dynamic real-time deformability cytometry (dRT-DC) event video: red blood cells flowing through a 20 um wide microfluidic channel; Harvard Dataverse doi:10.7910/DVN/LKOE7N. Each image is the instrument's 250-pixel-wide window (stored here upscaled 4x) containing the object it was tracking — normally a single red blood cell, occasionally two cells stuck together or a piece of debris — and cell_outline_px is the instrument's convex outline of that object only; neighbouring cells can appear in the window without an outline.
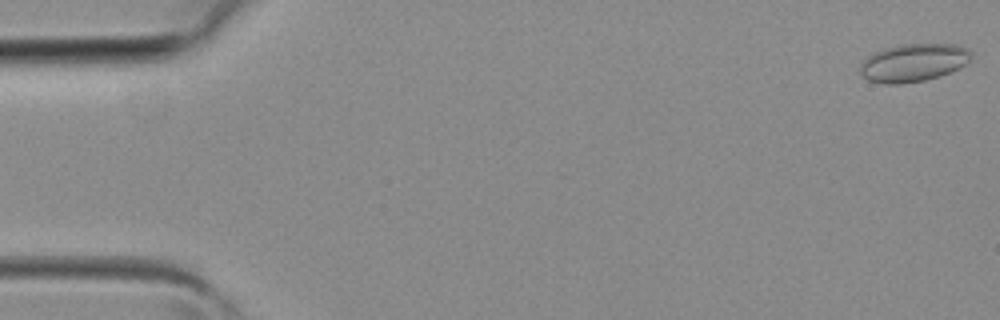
{"species": "common noctule bat (a hibernating species)", "species_latin": "Nyctalus noctula", "temperature_condition": "room temperature", "stored_images_in_passage": 40, "camera_frame_rate_fps": 3000, "um_per_image_px": 0.085, "animal": {"sex": "female", "body_mass_g": 19.3, "forearm_length_mm": 54.1}, "frame": {"image": 1, "passage_image": 1, "time_ms": 0.0, "image_size_px": [1000, 320], "cell_outline_px": [[972, 56], [960, 68], [940, 76], [924, 80], [900, 84], [884, 84], [868, 80], [860, 76], [860, 64], [868, 56], [884, 48], [900, 44], [956, 44], [968, 48], [972, 52]], "centroid_in_image_um": [77.63, 5.33], "position_along_channel_um": 7.4, "area_um2": 24.68}}
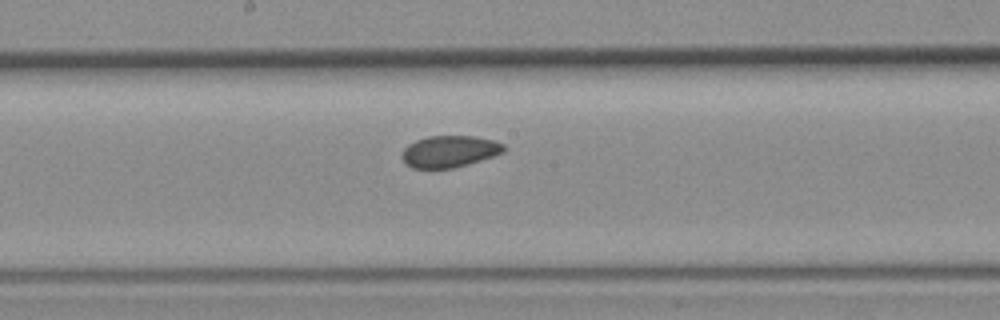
{"frame": {"image": 2, "passage_image": 21, "time_ms": 6.667, "image_size_px": [1000, 320], "cell_outline_px": [[504, 152], [468, 164], [452, 168], [412, 168], [404, 164], [400, 156], [404, 148], [408, 144], [416, 140], [428, 136], [476, 136], [496, 140], [504, 144]], "centroid_in_image_um": [38.17, 12.86], "position_along_channel_um": 210.0, "area_um2": 18.96}}
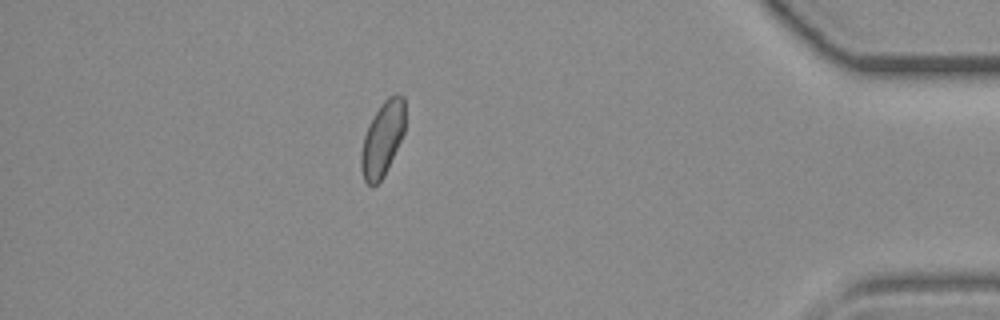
{"frame": {"image": 3, "passage_image": 35, "time_ms": 11.333, "image_size_px": [1000, 320], "cell_outline_px": [[404, 132], [388, 168], [384, 176], [376, 184], [368, 184], [364, 180], [360, 168], [360, 152], [364, 136], [368, 124], [380, 104], [388, 96], [396, 92], [400, 92], [404, 96]], "centroid_in_image_um": [32.5, 11.76], "position_along_channel_um": 402.7, "area_um2": 19.25}}